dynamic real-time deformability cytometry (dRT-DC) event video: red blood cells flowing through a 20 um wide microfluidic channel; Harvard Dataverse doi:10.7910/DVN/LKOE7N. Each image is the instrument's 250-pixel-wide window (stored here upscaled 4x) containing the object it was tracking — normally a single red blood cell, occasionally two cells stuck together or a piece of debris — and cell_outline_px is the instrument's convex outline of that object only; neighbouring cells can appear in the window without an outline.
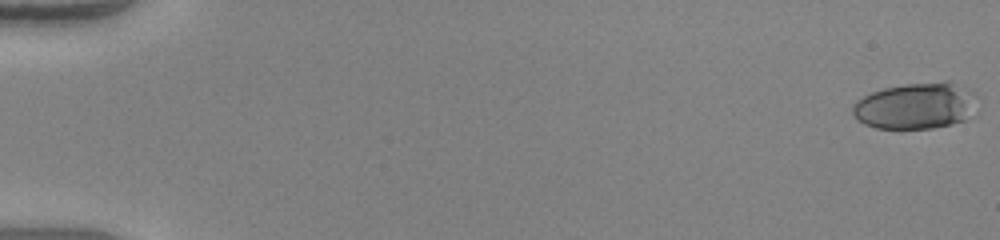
{"species": "human", "species_latin": "Homo sapiens", "temperature_condition": "warm", "stored_images_in_passage": 13, "camera_frame_rate_fps": 3000, "um_per_image_px": 0.085, "donor": {"sex": "female"}, "frame": {"image": 1, "passage_image": 1, "time_ms": 0.0, "image_size_px": [1000, 240], "cell_outline_px": [[976, 116], [968, 120], [952, 124], [932, 128], [876, 128], [864, 124], [856, 120], [852, 112], [852, 104], [856, 100], [872, 92], [884, 88], [904, 84], [944, 80], [952, 80], [968, 92]], "centroid_in_image_um": [77.78, 9.0], "position_along_channel_um": 7.2, "area_um2": 33.7}}